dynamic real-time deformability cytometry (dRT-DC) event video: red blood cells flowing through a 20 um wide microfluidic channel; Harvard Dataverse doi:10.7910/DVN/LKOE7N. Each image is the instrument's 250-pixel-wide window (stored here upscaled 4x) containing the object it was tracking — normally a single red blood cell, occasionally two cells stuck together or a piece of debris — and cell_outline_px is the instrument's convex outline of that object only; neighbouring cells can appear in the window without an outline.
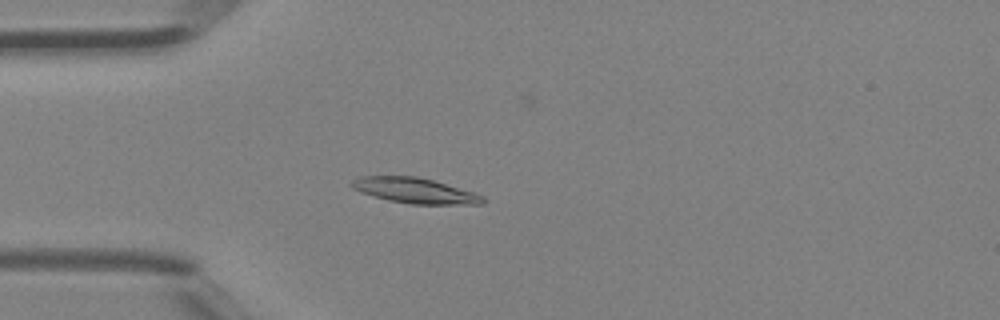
{"species": "Egyptian fruit bat (a non-hibernating species)", "species_latin": "Rousettus aegyptiacus", "temperature_condition": "room temperature", "stored_images_in_passage": 44, "camera_frame_rate_fps": 3000, "um_per_image_px": 0.085, "animal": {"sex": "female"}, "frame": {"image": 1, "passage_image": 12, "time_ms": 3.667, "image_size_px": [1000, 320], "cell_outline_px": [[488, 200], [484, 204], [412, 204], [388, 200], [360, 192], [352, 188], [348, 184], [352, 180], [360, 176], [416, 176], [432, 180], [476, 192], [484, 196]], "centroid_in_image_um": [35.29, 16.2], "position_along_channel_um": 49.7, "area_um2": 19.59}}
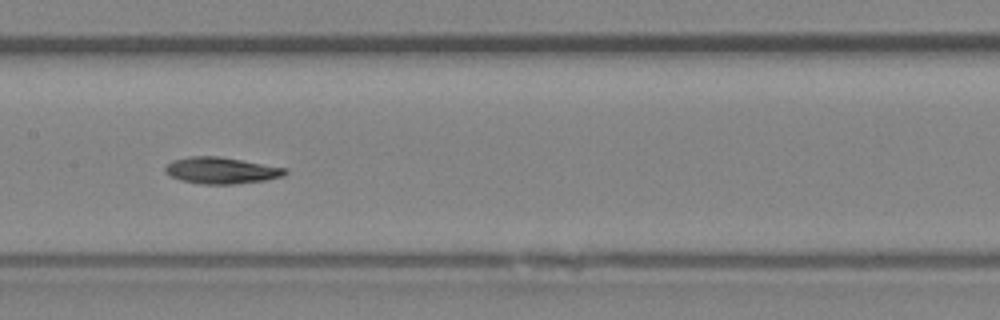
{"frame": {"image": 2, "passage_image": 22, "time_ms": 7.0, "image_size_px": [1000, 320], "cell_outline_px": [[288, 172], [284, 176], [264, 180], [236, 184], [204, 184], [180, 180], [164, 172], [164, 168], [172, 160], [192, 156], [216, 156], [288, 168]], "centroid_in_image_um": [18.82, 14.49], "position_along_channel_um": 188.6, "area_um2": 18.38}}
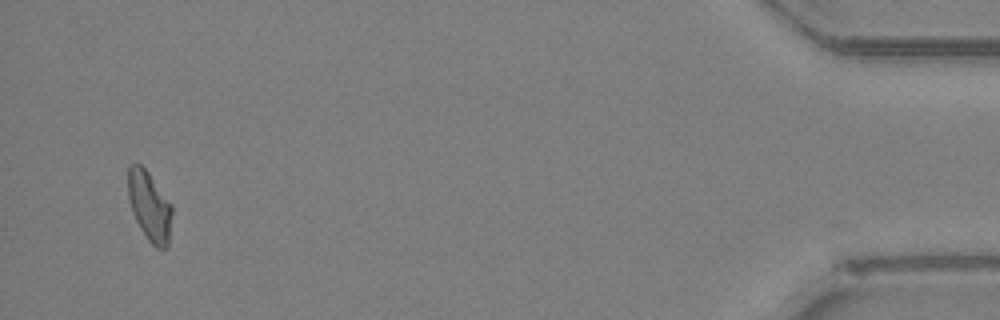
{"frame": {"image": 3, "passage_image": 43, "time_ms": 14.0, "image_size_px": [1000, 320], "cell_outline_px": [[172, 212], [168, 248], [156, 248], [148, 240], [140, 228], [132, 212], [128, 196], [128, 168], [132, 164], [140, 164], [148, 172], [172, 204]], "centroid_in_image_um": [12.72, 17.54], "position_along_channel_um": 422.5, "area_um2": 17.8}, "authors_computed_cell_mechanics": {"area_um2": 18.4382, "velocity_mm_per_s": 4.5343, "shape_relaxation_time_tau1_ms": 9.6874, "shape_relaxation_time_tau2_ms": 6.459, "deformation_change_tau1": 0.2184, "deformation_change_tau2": 0.1189}}